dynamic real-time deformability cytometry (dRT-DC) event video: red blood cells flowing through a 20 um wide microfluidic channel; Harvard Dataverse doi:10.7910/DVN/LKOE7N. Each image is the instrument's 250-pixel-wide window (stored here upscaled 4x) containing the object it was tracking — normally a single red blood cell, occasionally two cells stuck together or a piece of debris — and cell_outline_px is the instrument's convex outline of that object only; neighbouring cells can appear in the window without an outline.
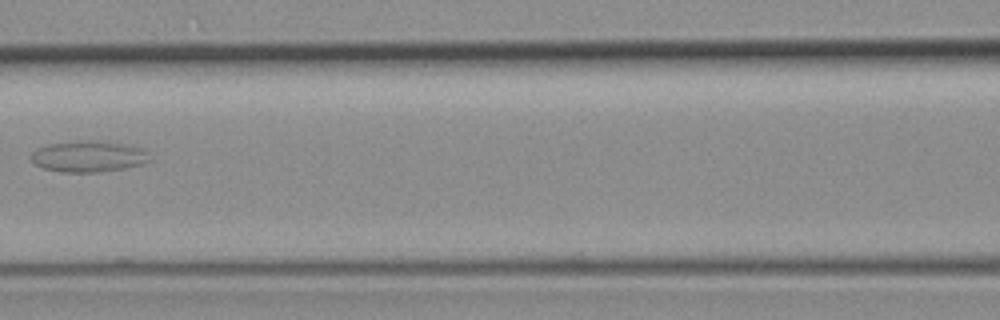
{"species": "common noctule bat (a hibernating species)", "species_latin": "Nyctalus noctula", "temperature_condition": "room temperature", "stored_images_in_passage": 10, "segment_of_instrument_passage": [1, 2], "camera_frame_rate_fps": 3000, "um_per_image_px": 0.085, "animal": {"sex": "female", "body_mass_g": 19.3, "forearm_length_mm": 54.1}, "frame": {"image": 1, "passage_image": 4, "time_ms": 3.667, "image_size_px": [1000, 320], "cell_outline_px": [[152, 160], [144, 164], [124, 168], [100, 172], [60, 172], [44, 168], [36, 164], [32, 160], [32, 152], [36, 148], [48, 144], [124, 144], [144, 148]], "centroid_in_image_um": [7.57, 13.36], "position_along_channel_um": 159.0, "area_um2": 20.4}}
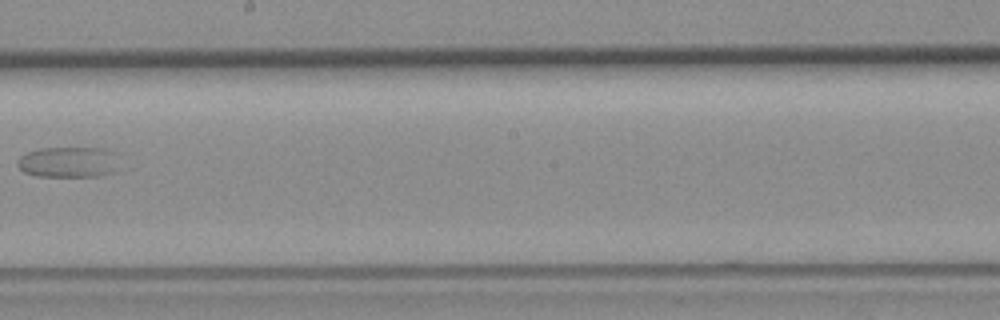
{"frame": {"image": 2, "passage_image": 6, "time_ms": 6.0, "image_size_px": [1000, 320], "cell_outline_px": [[116, 152], [112, 172], [100, 176], [36, 176], [24, 172], [16, 164], [16, 160], [20, 156], [28, 152], [40, 148], [104, 148]], "centroid_in_image_um": [5.74, 13.77], "position_along_channel_um": 242.5, "area_um2": 18.03}}
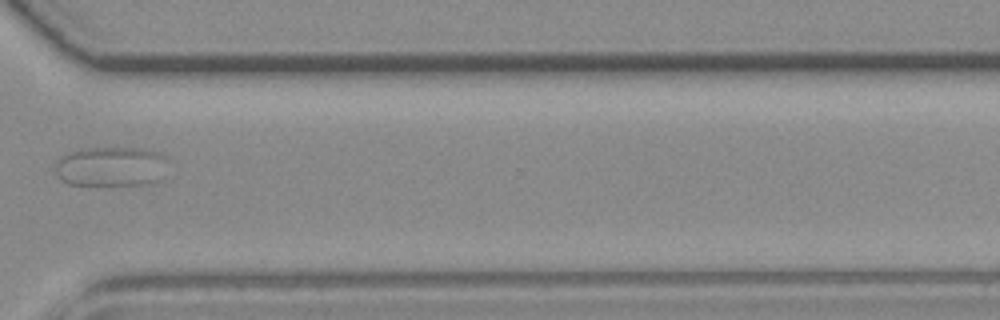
{"frame": {"image": 3, "passage_image": 9, "time_ms": 9.333, "image_size_px": [1000, 320], "cell_outline_px": [[172, 160], [160, 180], [144, 184], [68, 184], [60, 180], [56, 172], [56, 164], [60, 156], [68, 152], [80, 148], [140, 148], [160, 152]], "centroid_in_image_um": [9.5, 14.13], "position_along_channel_um": 361.1, "area_um2": 26.53}}